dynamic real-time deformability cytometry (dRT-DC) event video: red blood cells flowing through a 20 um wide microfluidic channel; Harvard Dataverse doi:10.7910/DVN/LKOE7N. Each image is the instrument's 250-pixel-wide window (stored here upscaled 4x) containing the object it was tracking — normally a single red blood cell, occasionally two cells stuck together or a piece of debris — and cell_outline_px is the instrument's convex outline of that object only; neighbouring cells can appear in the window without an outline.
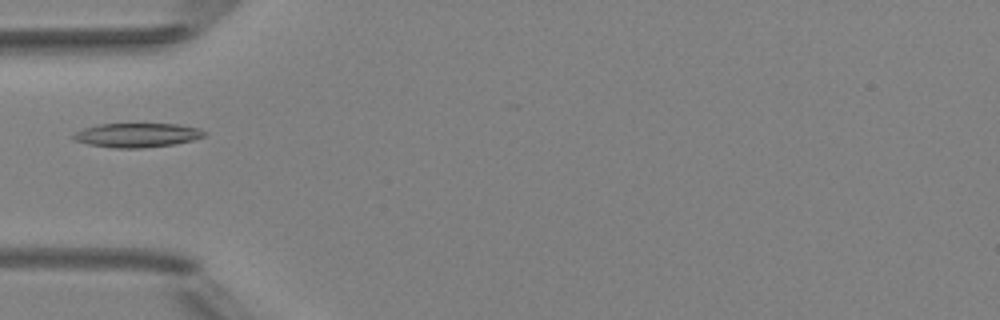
{"species": "Egyptian fruit bat (a non-hibernating species)", "species_latin": "Rousettus aegyptiacus", "temperature_condition": "room temperature", "stored_images_in_passage": 4, "camera_frame_rate_fps": 3000, "um_per_image_px": 0.085, "animal": {"sex": "female"}, "frame": {"image": 1, "passage_image": 2, "time_ms": 1.333, "image_size_px": [1000, 320], "cell_outline_px": [[208, 132], [204, 136], [192, 140], [176, 144], [144, 148], [112, 148], [88, 144], [72, 140], [72, 136], [76, 132], [84, 128], [100, 124], [176, 124], [200, 128]], "centroid_in_image_um": [11.66, 11.49], "position_along_channel_um": 73.3, "area_um2": 18.55}}
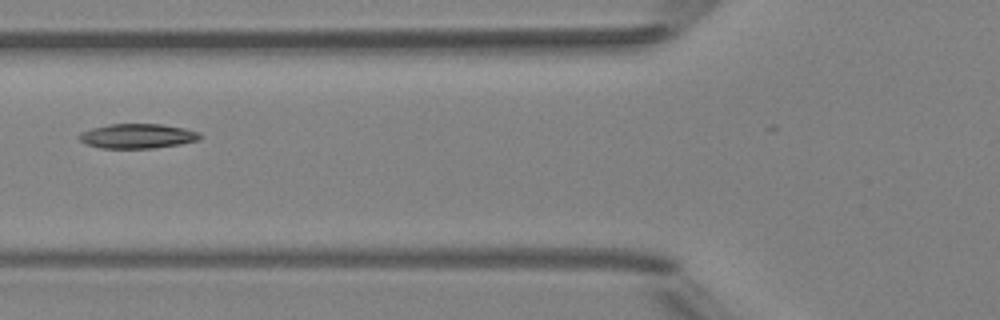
{"frame": {"image": 2, "passage_image": 3, "time_ms": 2.333, "image_size_px": [1000, 320], "cell_outline_px": [[200, 140], [180, 144], [152, 148], [100, 148], [88, 144], [80, 140], [80, 132], [92, 128], [112, 124], [160, 124], [184, 128], [200, 132]], "centroid_in_image_um": [11.71, 11.56], "position_along_channel_um": 114.1, "area_um2": 17.17}}